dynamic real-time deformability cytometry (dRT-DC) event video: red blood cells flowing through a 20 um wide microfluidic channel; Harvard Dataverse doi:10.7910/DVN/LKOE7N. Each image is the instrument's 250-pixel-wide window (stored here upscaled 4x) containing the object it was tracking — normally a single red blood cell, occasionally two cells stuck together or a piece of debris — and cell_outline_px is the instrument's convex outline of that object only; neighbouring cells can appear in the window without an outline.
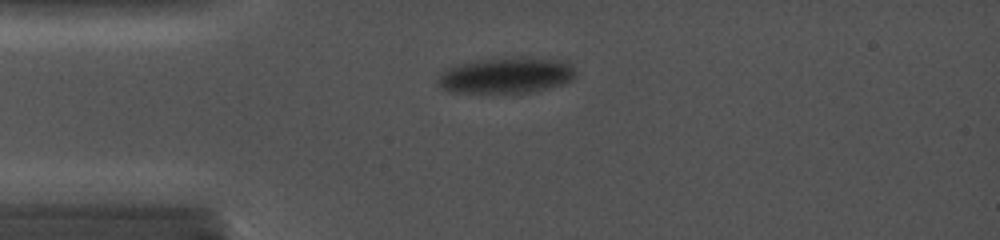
{"species": "common noctule bat (a hibernating species)", "species_latin": "Nyctalus noctula", "temperature_condition": "cold", "stored_images_in_passage": 4, "camera_frame_rate_fps": 5000, "um_per_image_px": 0.085, "animal": {"sex": "female", "body_mass_g": 19.0, "forearm_length_mm": 56.7}, "frame": {"image": 1, "passage_image": 3, "time_ms": 0.2, "image_size_px": [1000, 240], "cell_outline_px": [[572, 72], [564, 80], [552, 84], [532, 88], [448, 88], [440, 84], [440, 76], [448, 68], [456, 64], [468, 60], [492, 56], [532, 56], [568, 60]], "centroid_in_image_um": [43.02, 6.17], "position_along_channel_um": 42.0, "area_um2": 25.72}}